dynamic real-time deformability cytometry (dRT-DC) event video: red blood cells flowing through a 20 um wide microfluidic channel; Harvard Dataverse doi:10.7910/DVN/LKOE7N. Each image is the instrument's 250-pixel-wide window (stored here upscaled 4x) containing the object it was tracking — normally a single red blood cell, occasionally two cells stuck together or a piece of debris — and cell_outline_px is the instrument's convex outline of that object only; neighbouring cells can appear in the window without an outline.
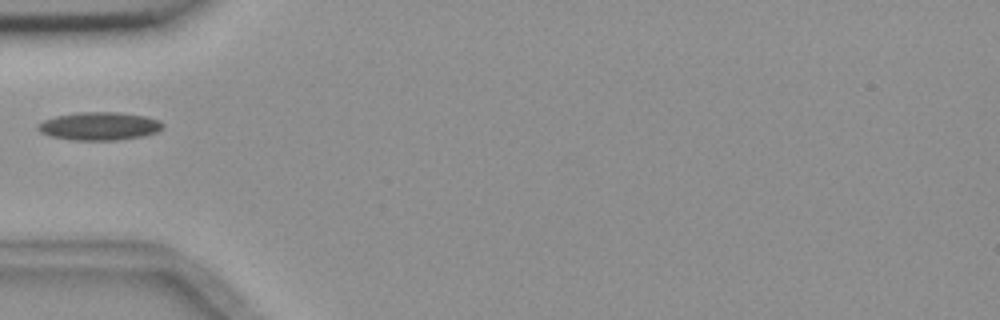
{"species": "common noctule bat (a hibernating species)", "species_latin": "Nyctalus noctula", "temperature_condition": "room temperature", "stored_images_in_passage": 4, "camera_frame_rate_fps": 3000, "um_per_image_px": 0.085, "animal": {"sex": "female", "body_mass_g": 18.4}, "frame": {"image": 1, "passage_image": 3, "time_ms": 3.333, "image_size_px": [1000, 320], "cell_outline_px": [[164, 124], [156, 132], [144, 136], [116, 140], [72, 140], [52, 136], [40, 132], [36, 128], [44, 120], [56, 116], [76, 112], [120, 112], [148, 116], [160, 120]], "centroid_in_image_um": [8.47, 10.71], "position_along_channel_um": 76.5, "area_um2": 20.46}}